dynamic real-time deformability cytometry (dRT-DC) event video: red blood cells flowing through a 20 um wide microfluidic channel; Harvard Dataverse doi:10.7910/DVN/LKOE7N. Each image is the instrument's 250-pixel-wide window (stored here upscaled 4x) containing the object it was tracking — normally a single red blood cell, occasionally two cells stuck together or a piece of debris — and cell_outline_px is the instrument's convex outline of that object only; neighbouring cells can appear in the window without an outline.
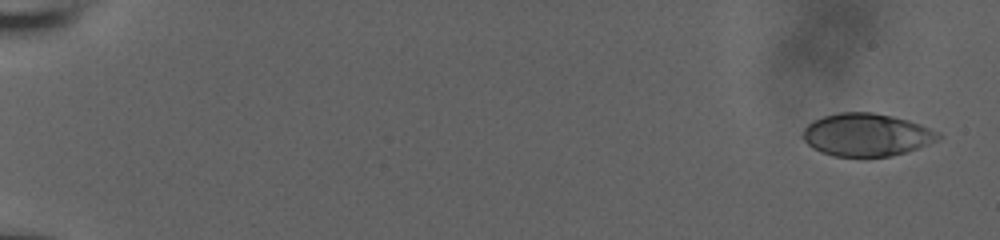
{"species": "human", "species_latin": "Homo sapiens", "temperature_condition": "room temperature", "stored_images_in_passage": 16, "camera_frame_rate_fps": 3000, "um_per_image_px": 0.085, "donor": {"sex": "male"}, "frame": {"image": 1, "passage_image": 1, "time_ms": 0.0, "image_size_px": [1000, 240], "cell_outline_px": [[944, 136], [928, 144], [904, 152], [888, 156], [832, 156], [820, 152], [812, 148], [800, 136], [804, 128], [812, 120], [824, 116], [840, 112], [872, 112], [892, 116], [908, 120], [920, 124], [940, 132]], "centroid_in_image_um": [73.62, 11.45], "position_along_channel_um": 11.4, "area_um2": 33.76}}
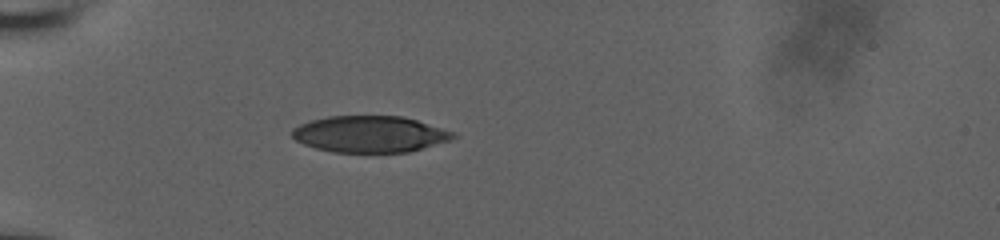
{"frame": {"image": 2, "passage_image": 14, "time_ms": 4.333, "image_size_px": [1000, 240], "cell_outline_px": [[456, 136], [452, 140], [408, 152], [332, 152], [316, 148], [304, 144], [296, 140], [292, 136], [292, 128], [300, 124], [312, 120], [328, 116], [404, 116], [456, 132]], "centroid_in_image_um": [31.46, 11.4], "position_along_channel_um": 53.5, "area_um2": 34.28}}
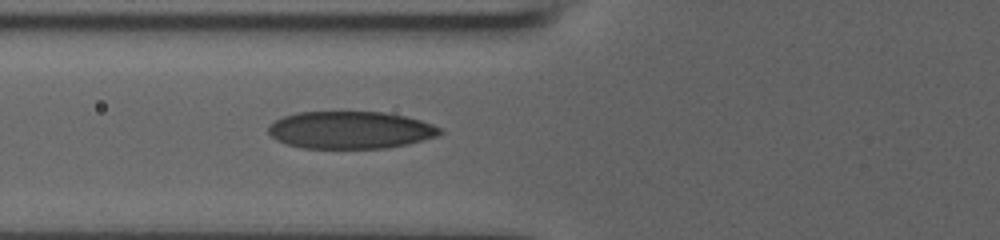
{"frame": {"image": 3, "passage_image": 16, "time_ms": 5.0, "image_size_px": [1000, 240], "cell_outline_px": [[444, 132], [436, 136], [408, 144], [388, 148], [304, 148], [288, 144], [276, 140], [268, 132], [268, 124], [284, 116], [296, 112], [384, 112], [404, 116], [420, 120], [432, 124], [440, 128]], "centroid_in_image_um": [29.77, 11.05], "position_along_channel_um": 96.0, "area_um2": 37.34}}